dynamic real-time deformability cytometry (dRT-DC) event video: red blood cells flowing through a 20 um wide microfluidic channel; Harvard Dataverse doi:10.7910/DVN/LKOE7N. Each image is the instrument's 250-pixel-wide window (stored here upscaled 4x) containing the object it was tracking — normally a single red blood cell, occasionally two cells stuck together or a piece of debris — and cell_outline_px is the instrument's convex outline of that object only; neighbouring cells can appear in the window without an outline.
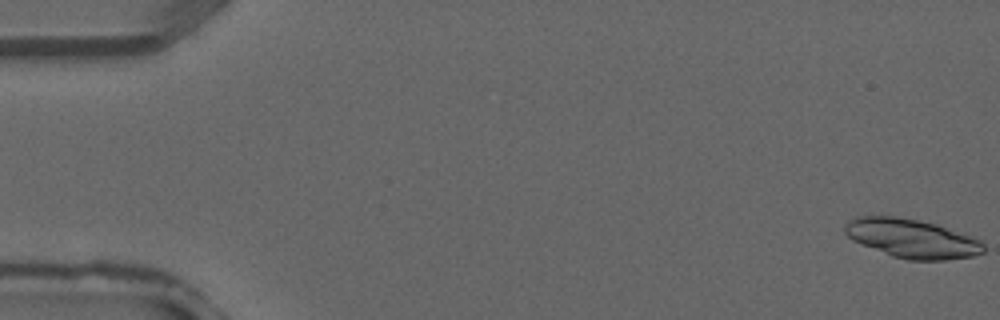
{"species": "common noctule bat (a hibernating species)", "species_latin": "Nyctalus noctula", "temperature_condition": "warm", "stored_images_in_passage": 39, "camera_frame_rate_fps": 3000, "um_per_image_px": 0.085, "animal": {"sex": "male", "forearm_length_mm": 52.5}, "frame": {"image": 1, "passage_image": 1, "time_ms": 0.0, "image_size_px": [1000, 320], "cell_outline_px": [[984, 252], [972, 256], [944, 260], [908, 260], [892, 256], [860, 244], [852, 240], [844, 232], [844, 224], [848, 220], [856, 216], [896, 216], [936, 224], [972, 236], [980, 240], [984, 244]], "centroid_in_image_um": [77.48, 20.27], "position_along_channel_um": 7.5, "area_um2": 31.5}}